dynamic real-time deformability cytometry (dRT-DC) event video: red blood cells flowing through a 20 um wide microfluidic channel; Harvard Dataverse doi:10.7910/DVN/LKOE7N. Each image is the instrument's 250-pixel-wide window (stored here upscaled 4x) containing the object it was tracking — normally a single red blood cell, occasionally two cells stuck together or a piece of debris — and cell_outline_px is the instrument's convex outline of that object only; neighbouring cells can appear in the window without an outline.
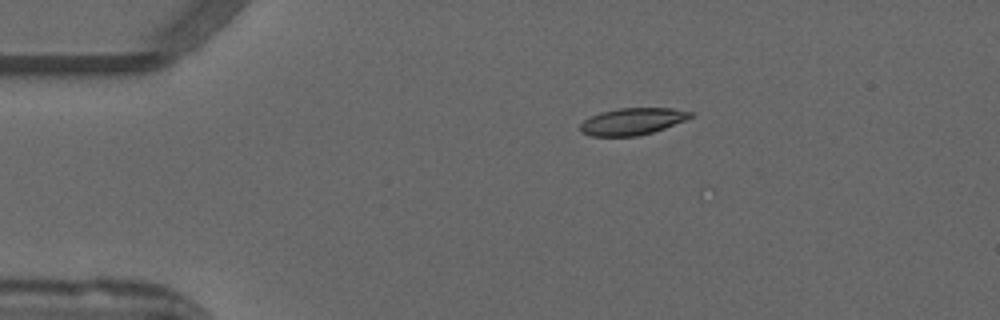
{"species": "common noctule bat (a hibernating species)", "species_latin": "Nyctalus noctula", "temperature_condition": "warm", "stored_images_in_passage": 2, "camera_frame_rate_fps": 3000, "um_per_image_px": 0.085, "animal": {"sex": "male", "forearm_length_mm": 52.5}, "frame": {"image": 1, "passage_image": 1, "time_ms": 0.0, "image_size_px": [1000, 320], "cell_outline_px": [[692, 116], [684, 120], [664, 128], [652, 132], [636, 136], [592, 136], [580, 132], [580, 124], [584, 120], [600, 112], [620, 108], [672, 108], [692, 112]], "centroid_in_image_um": [53.71, 10.32], "position_along_channel_um": 31.3, "area_um2": 17.05}}